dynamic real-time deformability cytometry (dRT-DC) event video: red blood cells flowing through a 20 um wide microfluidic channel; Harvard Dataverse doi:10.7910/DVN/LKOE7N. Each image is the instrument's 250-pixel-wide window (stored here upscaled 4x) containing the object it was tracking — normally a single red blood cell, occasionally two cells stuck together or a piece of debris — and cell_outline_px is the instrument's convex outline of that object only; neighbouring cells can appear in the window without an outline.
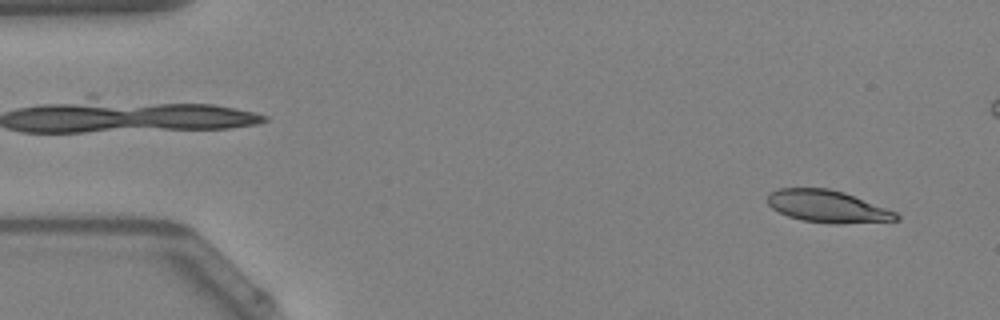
{"species": "Egyptian fruit bat (a non-hibernating species)", "species_latin": "Rousettus aegyptiacus", "temperature_condition": "warm", "stored_images_in_passage": 50, "camera_frame_rate_fps": 3000, "um_per_image_px": 0.085, "animal": {"sex": "female"}, "frame": {"image": 1, "passage_image": 3, "time_ms": 0.667, "image_size_px": [1000, 320], "cell_outline_px": [[900, 220], [840, 224], [836, 224], [800, 220], [788, 216], [772, 208], [768, 204], [768, 192], [780, 188], [828, 188], [844, 192], [896, 212], [900, 216]], "centroid_in_image_um": [70.33, 17.55], "position_along_channel_um": 14.7, "area_um2": 24.1}}
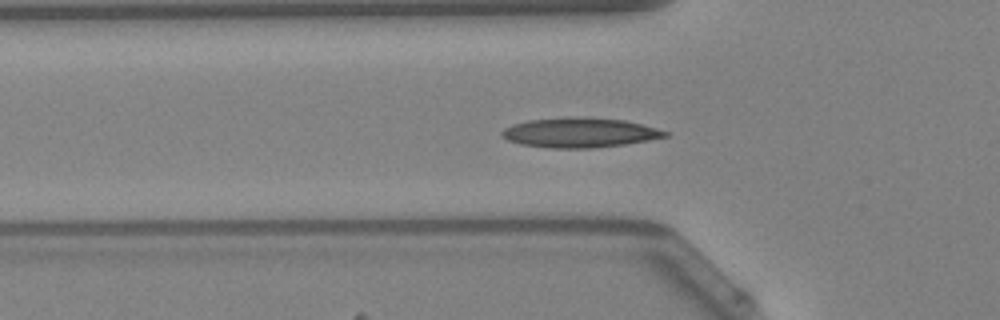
{"frame": {"image": 2, "passage_image": 16, "time_ms": 5.0, "image_size_px": [1000, 320], "cell_outline_px": [[668, 136], [648, 140], [624, 144], [596, 148], [548, 148], [520, 144], [508, 140], [500, 136], [500, 132], [504, 128], [512, 124], [528, 120], [624, 120], [656, 128], [668, 132]], "centroid_in_image_um": [49.23, 11.33], "position_along_channel_um": 76.6, "area_um2": 26.93}}
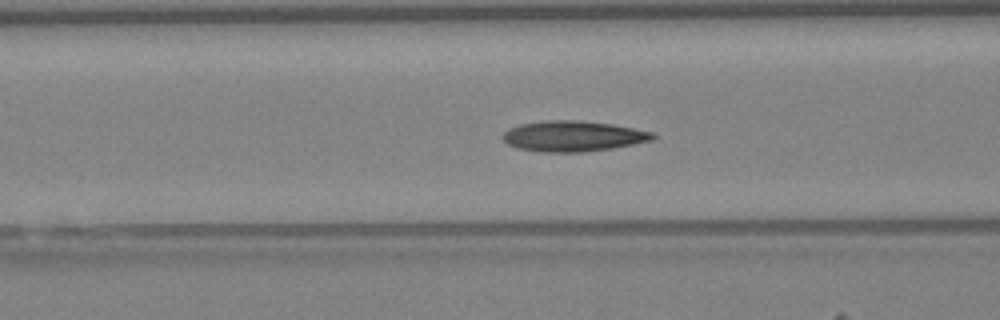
{"frame": {"image": 3, "passage_image": 19, "time_ms": 6.0, "image_size_px": [1000, 320], "cell_outline_px": [[656, 136], [652, 140], [612, 148], [584, 152], [536, 152], [516, 148], [508, 144], [504, 140], [504, 132], [508, 128], [520, 124], [544, 120], [576, 120], [612, 124], [656, 132]], "centroid_in_image_um": [48.7, 11.57], "position_along_channel_um": 117.9, "area_um2": 26.88}, "authors_computed_cell_mechanics": {"area_um2": 25.0852, "velocity_mm_per_s": 4.0978, "shape_relaxation_time_tau1_ms": 7.2151, "shape_relaxation_time_tau2_ms": 2.407, "deformation_change_tau1": 0.2167, "deformation_change_tau2": 0.0817}}